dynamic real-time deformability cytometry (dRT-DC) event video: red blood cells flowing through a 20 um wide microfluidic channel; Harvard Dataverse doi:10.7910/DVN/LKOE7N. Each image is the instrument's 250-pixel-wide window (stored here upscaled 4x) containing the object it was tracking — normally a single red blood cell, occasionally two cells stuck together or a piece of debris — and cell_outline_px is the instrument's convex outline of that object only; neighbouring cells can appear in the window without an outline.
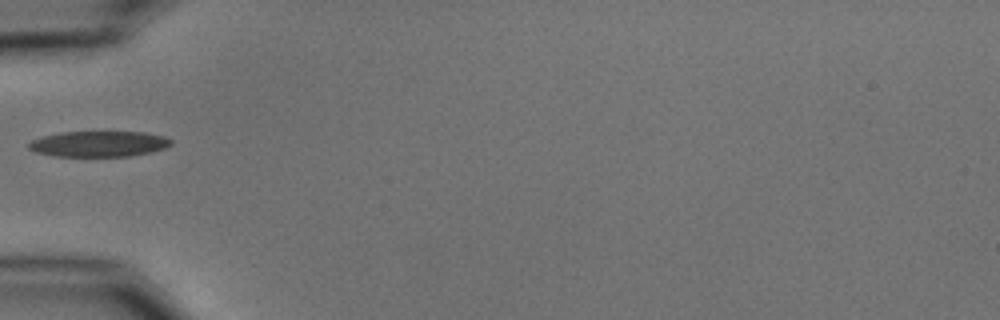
{"species": "common noctule bat (a hibernating species)", "species_latin": "Nyctalus noctula", "temperature_condition": "cold", "stored_images_in_passage": 27, "camera_frame_rate_fps": 3000, "um_per_image_px": 0.085, "animal": {"sex": "male", "body_mass_g": 15.6}, "frame": {"image": 1, "passage_image": 1, "time_ms": 0.0, "image_size_px": [1000, 320], "cell_outline_px": [[172, 144], [164, 148], [148, 152], [128, 156], [56, 156], [36, 152], [28, 148], [28, 144], [32, 140], [44, 136], [60, 132], [144, 132], [164, 136], [172, 140]], "centroid_in_image_um": [8.39, 12.22], "position_along_channel_um": 76.6, "area_um2": 21.1}}
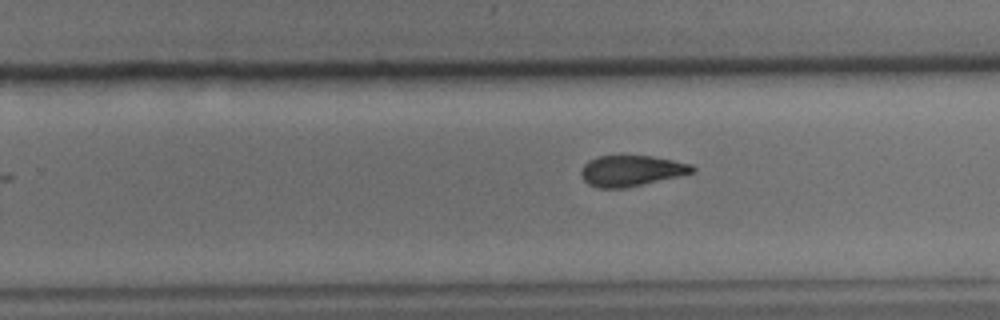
{"frame": {"image": 2, "passage_image": 17, "time_ms": 5.333, "image_size_px": [1000, 320], "cell_outline_px": [[696, 172], [680, 176], [624, 188], [596, 188], [588, 184], [584, 180], [580, 172], [584, 164], [588, 160], [600, 156], [652, 156], [692, 164], [696, 168]], "centroid_in_image_um": [53.67, 14.52], "position_along_channel_um": 276.1, "area_um2": 20.0}}
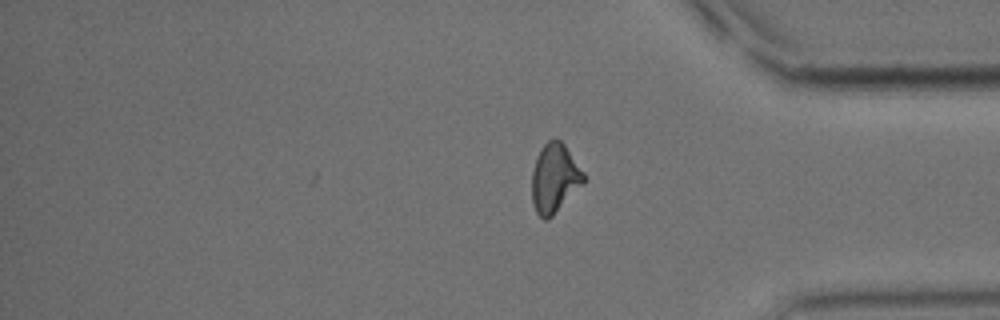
{"frame": {"image": 3, "passage_image": 27, "time_ms": 8.667, "image_size_px": [1000, 320], "cell_outline_px": [[584, 184], [548, 220], [544, 220], [536, 212], [532, 204], [532, 172], [536, 156], [540, 148], [552, 136], [556, 136], [564, 144], [584, 172]], "centroid_in_image_um": [47.13, 15.12], "position_along_channel_um": 388.1, "area_um2": 21.1}}